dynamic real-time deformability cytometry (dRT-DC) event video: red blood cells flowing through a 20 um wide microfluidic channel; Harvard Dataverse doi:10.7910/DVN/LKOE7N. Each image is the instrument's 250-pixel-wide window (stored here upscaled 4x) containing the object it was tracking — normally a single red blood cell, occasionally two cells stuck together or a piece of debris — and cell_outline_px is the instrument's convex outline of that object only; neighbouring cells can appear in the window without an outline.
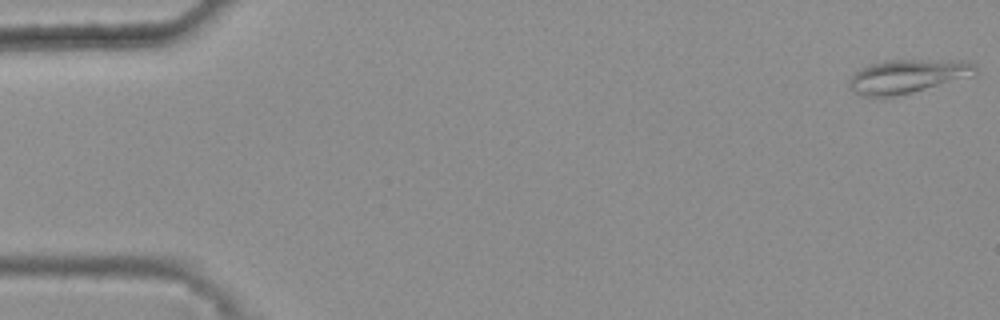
{"species": "common noctule bat (a hibernating species)", "species_latin": "Nyctalus noctula", "temperature_condition": "warm", "stored_images_in_passage": 13, "camera_frame_rate_fps": 3000, "um_per_image_px": 0.085, "animal": {"sex": "female", "body_mass_g": 25.1}, "frame": {"image": 1, "passage_image": 1, "time_ms": 0.0, "image_size_px": [1000, 320], "cell_outline_px": [[976, 76], [880, 100], [860, 96], [848, 88], [848, 80], [860, 68], [868, 64], [884, 60], [968, 60], [976, 64]], "centroid_in_image_um": [77.12, 6.51], "position_along_channel_um": 7.9, "area_um2": 25.78}}